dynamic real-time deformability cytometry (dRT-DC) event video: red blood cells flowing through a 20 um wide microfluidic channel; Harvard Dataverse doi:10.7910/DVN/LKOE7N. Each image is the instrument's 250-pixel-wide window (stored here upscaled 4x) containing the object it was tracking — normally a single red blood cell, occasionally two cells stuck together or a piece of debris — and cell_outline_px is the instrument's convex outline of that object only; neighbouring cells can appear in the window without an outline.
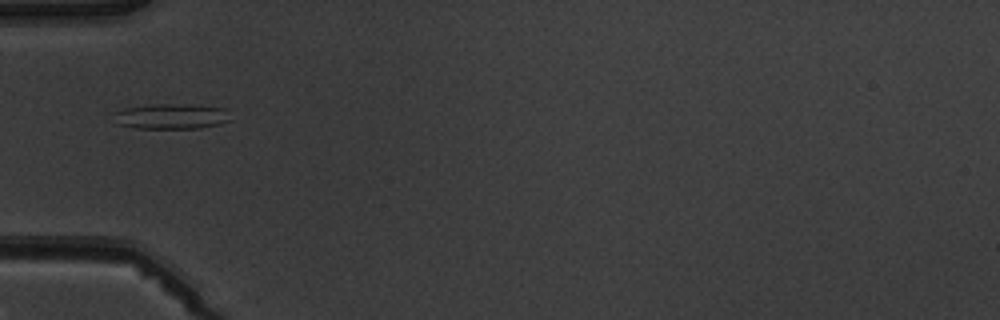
{"species": "common noctule bat (a hibernating species)", "species_latin": "Nyctalus noctula", "temperature_condition": "warm", "stored_images_in_passage": 4, "camera_frame_rate_fps": 3000, "um_per_image_px": 0.085, "animal": {"sex": "male", "body_mass_g": 19.5, "forearm_length_mm": 54.6}, "frame": {"image": 1, "passage_image": 4, "time_ms": 3.333, "image_size_px": [1000, 320], "cell_outline_px": [[232, 120], [220, 124], [200, 128], [136, 128], [116, 124], [116, 112], [124, 108], [152, 104], [188, 104], [228, 108]], "centroid_in_image_um": [14.65, 9.88], "position_along_channel_um": 70.3, "area_um2": 17.4}}